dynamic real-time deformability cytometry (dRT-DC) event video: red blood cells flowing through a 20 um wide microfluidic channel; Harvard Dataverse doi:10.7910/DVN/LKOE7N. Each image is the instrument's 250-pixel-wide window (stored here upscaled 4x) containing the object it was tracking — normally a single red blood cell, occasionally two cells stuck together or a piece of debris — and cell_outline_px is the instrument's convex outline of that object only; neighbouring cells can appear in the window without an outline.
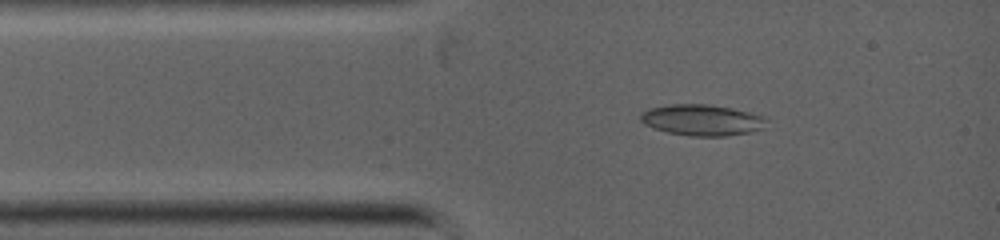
{"species": "common noctule bat (a hibernating species)", "species_latin": "Nyctalus noctula", "temperature_condition": "warm", "stored_images_in_passage": 2, "camera_frame_rate_fps": 5000, "um_per_image_px": 0.085, "animal": {"sex": "female", "body_mass_g": 19.0, "forearm_length_mm": 53.3}, "frame": {"image": 1, "passage_image": 2, "time_ms": 1.0, "image_size_px": [1000, 240], "cell_outline_px": [[768, 120], [764, 128], [752, 132], [724, 136], [688, 136], [668, 132], [652, 128], [644, 124], [640, 120], [640, 112], [648, 108], [668, 104], [708, 104], [732, 108], [764, 116]], "centroid_in_image_um": [59.65, 10.2], "position_along_channel_um": 25.3, "area_um2": 23.12}}